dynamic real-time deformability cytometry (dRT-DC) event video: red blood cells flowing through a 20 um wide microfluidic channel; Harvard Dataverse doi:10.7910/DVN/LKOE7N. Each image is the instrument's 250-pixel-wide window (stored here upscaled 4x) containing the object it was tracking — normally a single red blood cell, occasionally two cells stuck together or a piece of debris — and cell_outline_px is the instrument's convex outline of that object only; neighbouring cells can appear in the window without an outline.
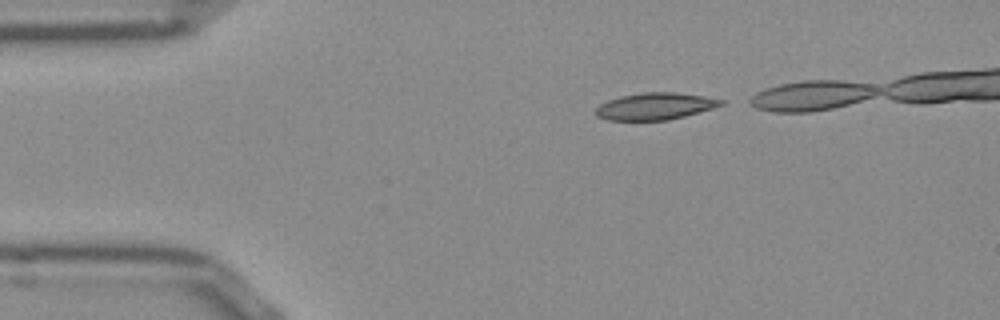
{"species": "Egyptian fruit bat (a non-hibernating species)", "species_latin": "Rousettus aegyptiacus", "temperature_condition": "room temperature", "stored_images_in_passage": 33, "camera_frame_rate_fps": 3000, "um_per_image_px": 0.085, "frame": {"image": 1, "passage_image": 1, "time_ms": 0.0, "image_size_px": [1000, 320], "cell_outline_px": [[724, 104], [712, 108], [684, 116], [668, 120], [608, 120], [596, 116], [596, 108], [600, 104], [608, 100], [620, 96], [644, 92], [676, 92], [704, 96], [724, 100]], "centroid_in_image_um": [55.67, 9.02], "position_along_channel_um": 29.3, "area_um2": 19.54}}
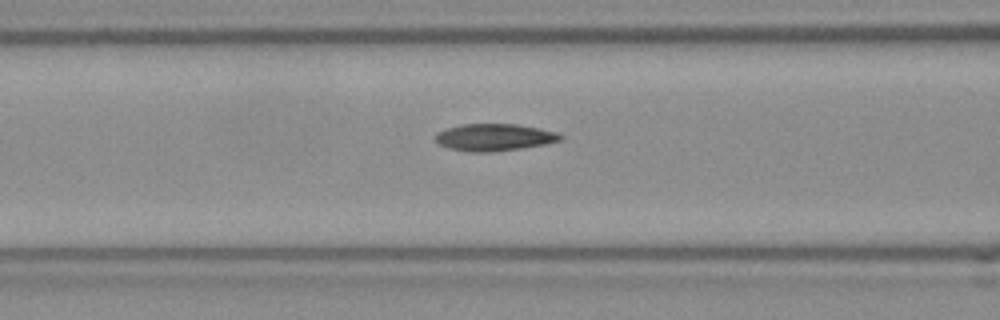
{"frame": {"image": 2, "passage_image": 12, "time_ms": 3.667, "image_size_px": [1000, 320], "cell_outline_px": [[564, 140], [544, 144], [520, 148], [492, 152], [472, 152], [448, 148], [440, 144], [436, 140], [436, 132], [460, 124], [516, 124], [540, 128], [556, 132], [564, 136]], "centroid_in_image_um": [42.04, 11.66], "position_along_channel_um": 124.6, "area_um2": 19.71}}
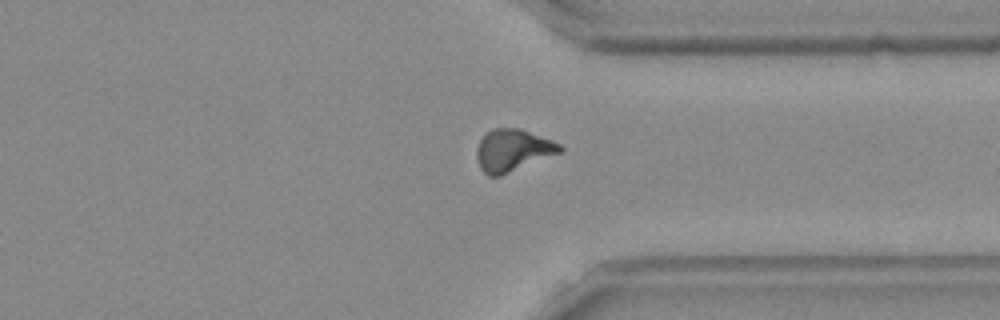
{"frame": {"image": 3, "passage_image": 31, "time_ms": 10.0, "image_size_px": [1000, 320], "cell_outline_px": [[564, 152], [500, 176], [488, 176], [480, 168], [476, 156], [476, 148], [480, 140], [492, 128], [520, 128], [552, 140], [560, 144], [564, 148]], "centroid_in_image_um": [43.61, 12.78], "position_along_channel_um": 367.8, "area_um2": 20.63}}